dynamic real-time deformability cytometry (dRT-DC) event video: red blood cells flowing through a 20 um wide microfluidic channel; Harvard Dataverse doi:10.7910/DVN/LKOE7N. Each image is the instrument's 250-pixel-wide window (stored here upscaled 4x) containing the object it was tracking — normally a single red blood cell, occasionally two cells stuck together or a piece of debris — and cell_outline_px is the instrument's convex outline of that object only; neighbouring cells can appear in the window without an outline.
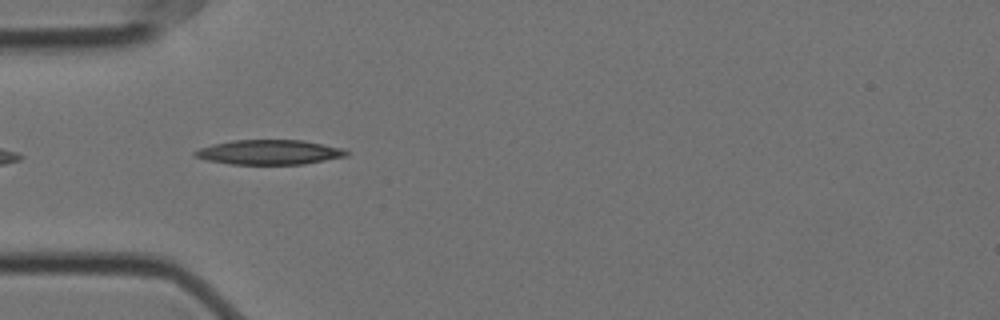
{"species": "Egyptian fruit bat (a non-hibernating species)", "species_latin": "Rousettus aegyptiacus", "temperature_condition": "cold", "stored_images_in_passage": 7, "camera_frame_rate_fps": 3000, "um_per_image_px": 0.085, "animal": {"sex": "female"}, "frame": {"image": 1, "passage_image": 3, "time_ms": 0.667, "image_size_px": [1000, 320], "cell_outline_px": [[348, 156], [304, 164], [232, 164], [204, 160], [192, 156], [192, 152], [200, 148], [212, 144], [232, 140], [304, 140], [324, 144], [340, 148], [348, 152]], "centroid_in_image_um": [22.84, 12.94], "position_along_channel_um": 62.2, "area_um2": 21.91}}
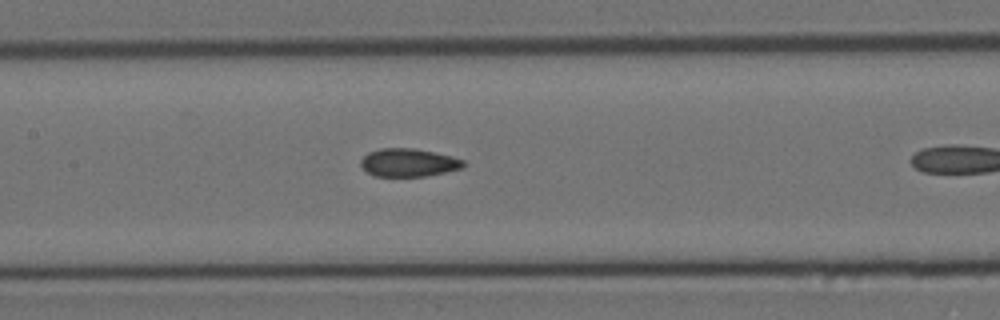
{"frame": {"image": 2, "passage_image": 6, "time_ms": 1.667, "image_size_px": [1000, 320], "cell_outline_px": [[464, 168], [424, 176], [376, 176], [368, 172], [360, 164], [360, 160], [368, 152], [380, 148], [412, 148], [452, 156], [464, 160]], "centroid_in_image_um": [34.72, 13.81], "position_along_channel_um": 172.7, "area_um2": 16.65}}